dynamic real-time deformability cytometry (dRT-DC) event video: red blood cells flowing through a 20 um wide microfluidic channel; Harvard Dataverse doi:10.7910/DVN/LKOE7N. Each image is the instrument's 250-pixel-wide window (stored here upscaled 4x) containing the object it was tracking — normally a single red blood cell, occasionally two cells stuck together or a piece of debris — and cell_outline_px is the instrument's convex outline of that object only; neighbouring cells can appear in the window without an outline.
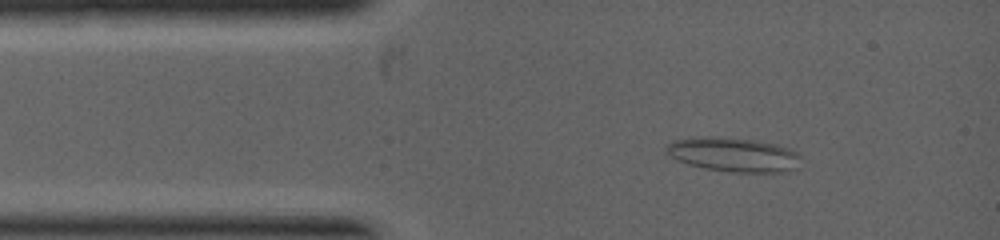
{"species": "common noctule bat (a hibernating species)", "species_latin": "Nyctalus noctula", "temperature_condition": "warm", "stored_images_in_passage": 17, "camera_frame_rate_fps": 5000, "um_per_image_px": 0.085, "animal": {"sex": "female", "body_mass_g": 19.0, "forearm_length_mm": 53.3}, "frame": {"image": 1, "passage_image": 4, "time_ms": 0.8, "image_size_px": [1000, 240], "cell_outline_px": [[800, 156], [788, 168], [780, 172], [732, 172], [704, 168], [688, 164], [676, 160], [664, 152], [664, 148], [672, 140], [752, 140], [784, 148], [796, 152]], "centroid_in_image_um": [62.23, 13.2], "position_along_channel_um": 22.8, "area_um2": 24.68}}
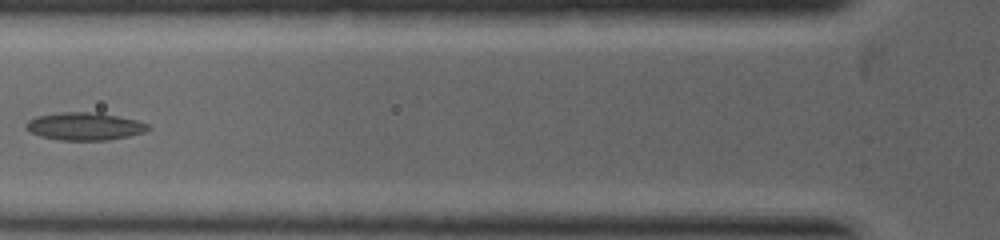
{"frame": {"image": 2, "passage_image": 11, "time_ms": 2.6, "image_size_px": [1000, 240], "cell_outline_px": [[152, 128], [144, 132], [128, 136], [108, 140], [60, 140], [40, 136], [32, 132], [28, 128], [28, 120], [36, 116], [60, 112], [96, 112], [136, 120], [148, 124]], "centroid_in_image_um": [7.22, 10.73], "position_along_channel_um": 118.6, "area_um2": 19.48}}
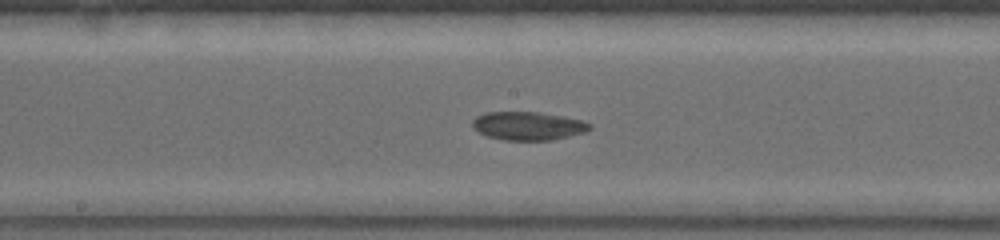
{"frame": {"image": 3, "passage_image": 16, "time_ms": 3.8, "image_size_px": [1000, 240], "cell_outline_px": [[592, 128], [584, 132], [552, 140], [504, 140], [488, 136], [472, 128], [472, 120], [476, 116], [484, 112], [536, 112], [560, 116], [580, 120], [592, 124]], "centroid_in_image_um": [44.85, 10.7], "position_along_channel_um": 203.4, "area_um2": 19.25}}